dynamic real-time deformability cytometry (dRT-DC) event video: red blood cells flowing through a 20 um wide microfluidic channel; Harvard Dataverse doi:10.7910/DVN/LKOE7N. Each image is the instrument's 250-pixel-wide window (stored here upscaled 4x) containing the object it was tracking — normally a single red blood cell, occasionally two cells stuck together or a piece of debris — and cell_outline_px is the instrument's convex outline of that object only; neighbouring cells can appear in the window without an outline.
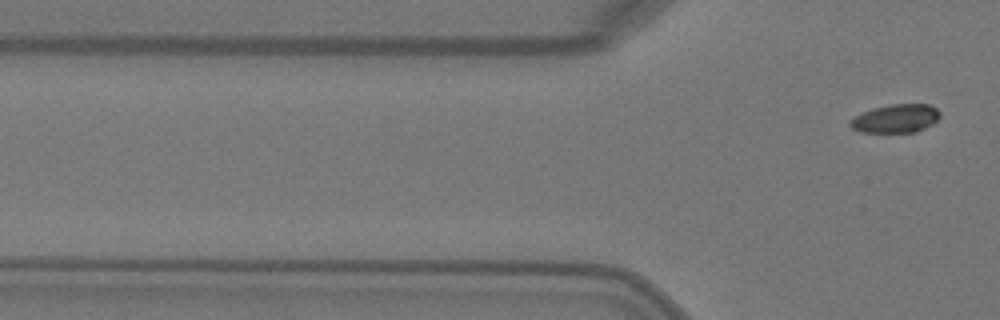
{"species": "Egyptian fruit bat (a non-hibernating species)", "species_latin": "Rousettus aegyptiacus", "temperature_condition": "warm", "stored_images_in_passage": 3, "camera_frame_rate_fps": 3000, "um_per_image_px": 0.085, "animal": {"sex": "female"}, "frame": {"image": 1, "passage_image": 3, "time_ms": 0.667, "image_size_px": [1000, 320], "cell_outline_px": [[940, 116], [932, 124], [916, 132], [860, 132], [852, 128], [848, 124], [848, 120], [872, 108], [892, 104], [928, 104], [936, 108], [940, 112]], "centroid_in_image_um": [76.12, 10.07], "position_along_channel_um": 49.7, "area_um2": 14.85}}